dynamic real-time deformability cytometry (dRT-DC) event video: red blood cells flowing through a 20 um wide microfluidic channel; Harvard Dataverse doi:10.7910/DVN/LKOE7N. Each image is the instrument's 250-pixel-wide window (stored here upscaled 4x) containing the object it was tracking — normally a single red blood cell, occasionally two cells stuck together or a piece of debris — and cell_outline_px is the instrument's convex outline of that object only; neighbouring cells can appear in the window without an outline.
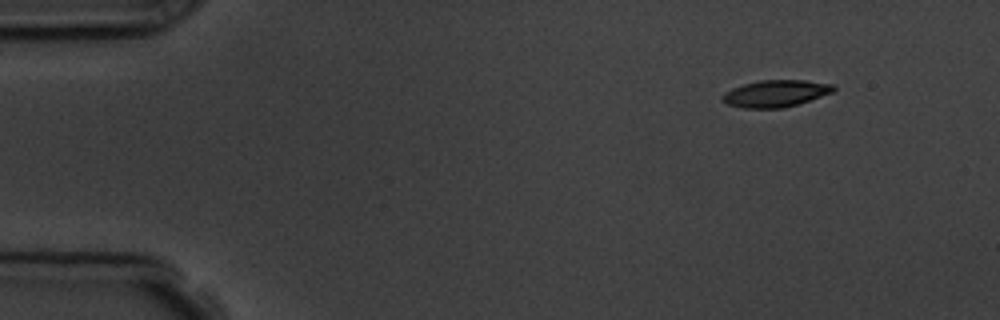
{"species": "common noctule bat (a hibernating species)", "species_latin": "Nyctalus noctula", "temperature_condition": "room temperature", "stored_images_in_passage": 5, "camera_frame_rate_fps": 3000, "um_per_image_px": 0.085, "animal": {"sex": "male", "body_mass_g": 19.5, "forearm_length_mm": 54.6}, "frame": {"image": 1, "passage_image": 1, "time_ms": 0.0, "image_size_px": [1000, 320], "cell_outline_px": [[836, 88], [832, 92], [784, 108], [744, 108], [728, 104], [720, 100], [720, 96], [724, 92], [732, 88], [744, 84], [760, 80], [804, 80], [836, 84]], "centroid_in_image_um": [65.9, 7.94], "position_along_channel_um": 19.1, "area_um2": 17.4}}
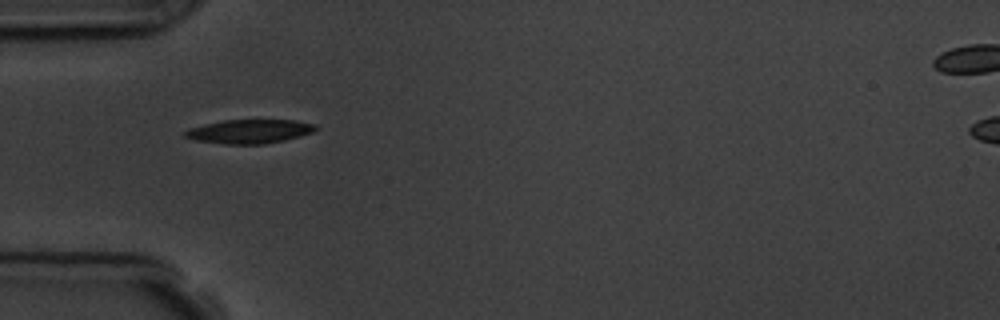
{"frame": {"image": 2, "passage_image": 4, "time_ms": 3.667, "image_size_px": [1000, 320], "cell_outline_px": [[316, 128], [312, 132], [300, 136], [284, 140], [264, 144], [224, 144], [196, 140], [184, 136], [184, 132], [188, 128], [204, 124], [224, 120], [296, 120], [316, 124]], "centroid_in_image_um": [21.19, 11.16], "position_along_channel_um": 63.8, "area_um2": 18.15}}
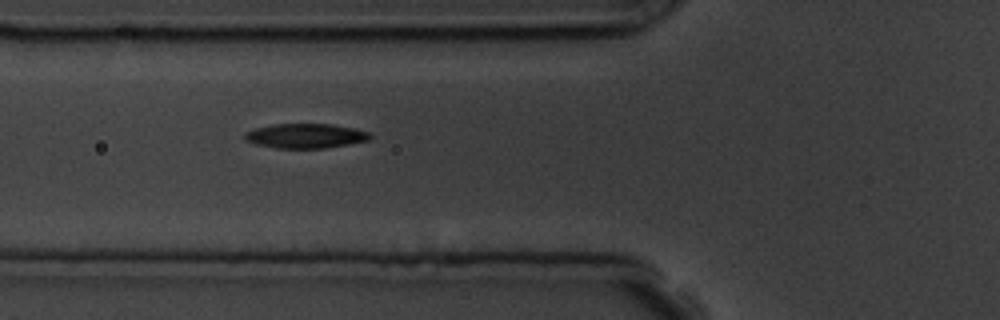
{"frame": {"image": 3, "passage_image": 5, "time_ms": 4.667, "image_size_px": [1000, 320], "cell_outline_px": [[372, 136], [368, 140], [348, 144], [324, 148], [276, 148], [256, 144], [244, 140], [244, 132], [256, 128], [272, 124], [332, 124], [352, 128], [368, 132]], "centroid_in_image_um": [25.92, 11.55], "position_along_channel_um": 99.9, "area_um2": 17.86}}